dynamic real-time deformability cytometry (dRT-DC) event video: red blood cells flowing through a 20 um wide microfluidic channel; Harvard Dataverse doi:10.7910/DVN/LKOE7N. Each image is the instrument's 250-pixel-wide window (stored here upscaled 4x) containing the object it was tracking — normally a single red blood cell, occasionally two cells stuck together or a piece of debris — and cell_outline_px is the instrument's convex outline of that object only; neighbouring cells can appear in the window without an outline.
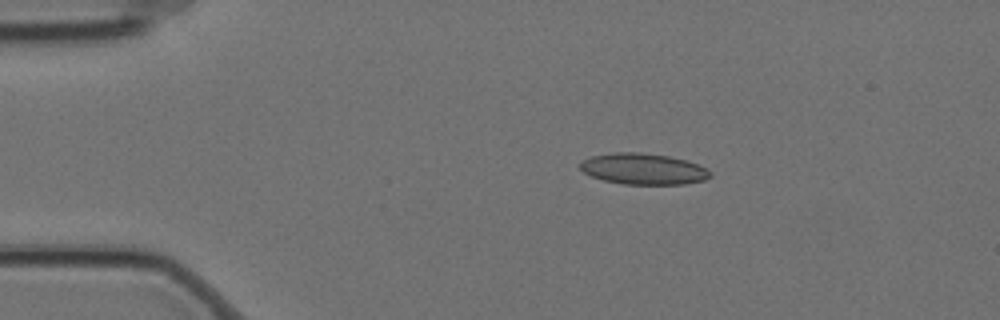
{"species": "Egyptian fruit bat (a non-hibernating species)", "species_latin": "Rousettus aegyptiacus", "temperature_condition": "cold", "stored_images_in_passage": 9, "camera_frame_rate_fps": 3000, "um_per_image_px": 0.085, "animal": {"sex": "female"}, "frame": {"image": 1, "passage_image": 2, "time_ms": 0.333, "image_size_px": [1000, 320], "cell_outline_px": [[712, 176], [704, 180], [684, 184], [624, 184], [604, 180], [592, 176], [584, 172], [580, 168], [580, 164], [584, 160], [592, 156], [612, 152], [640, 152], [668, 156], [684, 160], [708, 168], [712, 172]], "centroid_in_image_um": [54.71, 14.36], "position_along_channel_um": 30.3, "area_um2": 23.47}}
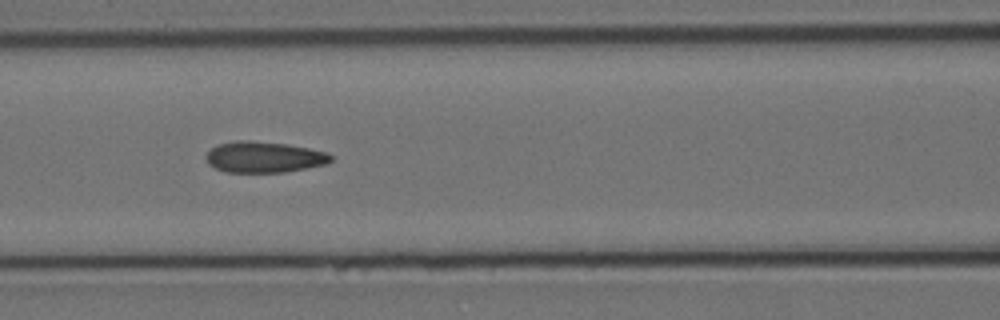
{"frame": {"image": 2, "passage_image": 6, "time_ms": 1.667, "image_size_px": [1000, 320], "cell_outline_px": [[332, 160], [328, 164], [284, 172], [224, 172], [208, 164], [204, 156], [212, 148], [220, 144], [236, 140], [248, 140], [288, 144], [328, 152], [332, 156]], "centroid_in_image_um": [22.45, 13.35], "position_along_channel_um": 144.1, "area_um2": 22.66}}
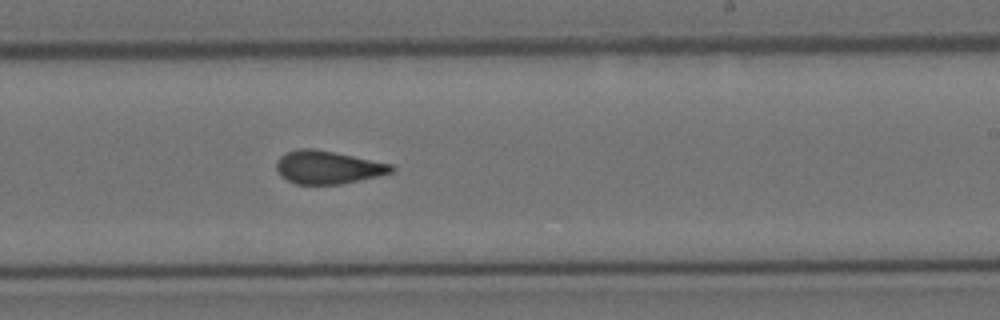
{"frame": {"image": 3, "passage_image": 9, "time_ms": 2.667, "image_size_px": [1000, 320], "cell_outline_px": [[396, 168], [392, 172], [376, 176], [340, 184], [296, 184], [280, 176], [276, 168], [276, 160], [280, 156], [288, 152], [300, 148], [312, 148], [392, 164]], "centroid_in_image_um": [27.83, 14.22], "position_along_channel_um": 261.2, "area_um2": 21.85}}